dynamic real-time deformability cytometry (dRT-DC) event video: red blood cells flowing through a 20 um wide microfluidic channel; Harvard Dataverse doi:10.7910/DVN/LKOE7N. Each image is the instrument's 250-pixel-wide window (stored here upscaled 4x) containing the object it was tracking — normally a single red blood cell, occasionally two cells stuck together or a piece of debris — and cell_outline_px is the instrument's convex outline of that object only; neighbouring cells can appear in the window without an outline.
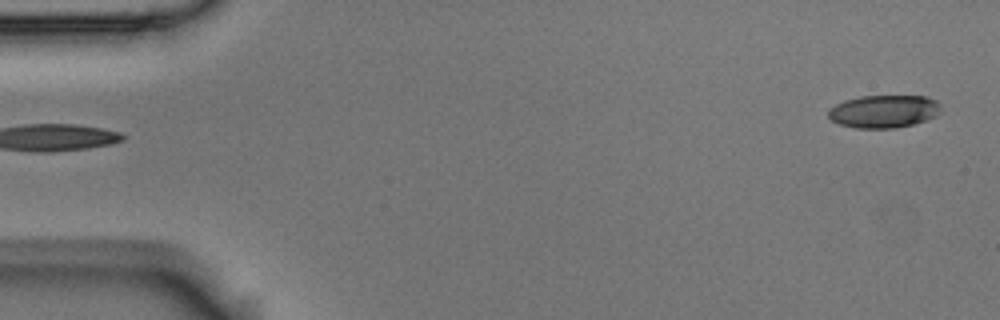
{"species": "Egyptian fruit bat (a non-hibernating species)", "species_latin": "Rousettus aegyptiacus", "temperature_condition": "room temperature", "stored_images_in_passage": 3, "camera_frame_rate_fps": 3000, "um_per_image_px": 0.085, "animal": {"sex": "male"}, "frame": {"image": 1, "passage_image": 3, "time_ms": 0.667, "image_size_px": [1000, 320], "cell_outline_px": [[940, 112], [936, 116], [928, 120], [896, 128], [856, 128], [840, 124], [832, 120], [828, 116], [828, 108], [844, 100], [860, 96], [928, 96], [936, 100], [940, 104]], "centroid_in_image_um": [75.14, 9.46], "position_along_channel_um": 9.9, "area_um2": 21.68}}